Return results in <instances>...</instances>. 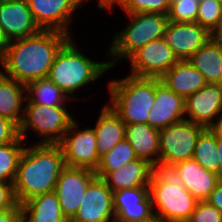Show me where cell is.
Wrapping results in <instances>:
<instances>
[{
	"instance_id": "obj_21",
	"label": "cell",
	"mask_w": 222,
	"mask_h": 222,
	"mask_svg": "<svg viewBox=\"0 0 222 222\" xmlns=\"http://www.w3.org/2000/svg\"><path fill=\"white\" fill-rule=\"evenodd\" d=\"M160 79L184 99L207 84L204 76L188 60L178 61Z\"/></svg>"
},
{
	"instance_id": "obj_14",
	"label": "cell",
	"mask_w": 222,
	"mask_h": 222,
	"mask_svg": "<svg viewBox=\"0 0 222 222\" xmlns=\"http://www.w3.org/2000/svg\"><path fill=\"white\" fill-rule=\"evenodd\" d=\"M212 34L197 22H173L168 26L161 39L167 43L179 61L188 60L202 47Z\"/></svg>"
},
{
	"instance_id": "obj_43",
	"label": "cell",
	"mask_w": 222,
	"mask_h": 222,
	"mask_svg": "<svg viewBox=\"0 0 222 222\" xmlns=\"http://www.w3.org/2000/svg\"><path fill=\"white\" fill-rule=\"evenodd\" d=\"M212 38L222 42V18L220 20L218 27L212 33Z\"/></svg>"
},
{
	"instance_id": "obj_20",
	"label": "cell",
	"mask_w": 222,
	"mask_h": 222,
	"mask_svg": "<svg viewBox=\"0 0 222 222\" xmlns=\"http://www.w3.org/2000/svg\"><path fill=\"white\" fill-rule=\"evenodd\" d=\"M95 120L93 129L97 139V151L99 157L108 153L117 143L125 138L126 124L105 103L102 105Z\"/></svg>"
},
{
	"instance_id": "obj_19",
	"label": "cell",
	"mask_w": 222,
	"mask_h": 222,
	"mask_svg": "<svg viewBox=\"0 0 222 222\" xmlns=\"http://www.w3.org/2000/svg\"><path fill=\"white\" fill-rule=\"evenodd\" d=\"M175 165L184 187L198 201L206 200L220 181L216 173L204 169L193 158Z\"/></svg>"
},
{
	"instance_id": "obj_18",
	"label": "cell",
	"mask_w": 222,
	"mask_h": 222,
	"mask_svg": "<svg viewBox=\"0 0 222 222\" xmlns=\"http://www.w3.org/2000/svg\"><path fill=\"white\" fill-rule=\"evenodd\" d=\"M0 26L10 41L34 36L41 31L34 21L27 0L0 3Z\"/></svg>"
},
{
	"instance_id": "obj_33",
	"label": "cell",
	"mask_w": 222,
	"mask_h": 222,
	"mask_svg": "<svg viewBox=\"0 0 222 222\" xmlns=\"http://www.w3.org/2000/svg\"><path fill=\"white\" fill-rule=\"evenodd\" d=\"M198 5L197 0H175L170 2V8L167 14L169 21L196 22Z\"/></svg>"
},
{
	"instance_id": "obj_6",
	"label": "cell",
	"mask_w": 222,
	"mask_h": 222,
	"mask_svg": "<svg viewBox=\"0 0 222 222\" xmlns=\"http://www.w3.org/2000/svg\"><path fill=\"white\" fill-rule=\"evenodd\" d=\"M125 16L129 21L111 37V44L106 51L111 69L120 61H126L148 42L160 39L169 23L168 15L159 13H134Z\"/></svg>"
},
{
	"instance_id": "obj_5",
	"label": "cell",
	"mask_w": 222,
	"mask_h": 222,
	"mask_svg": "<svg viewBox=\"0 0 222 222\" xmlns=\"http://www.w3.org/2000/svg\"><path fill=\"white\" fill-rule=\"evenodd\" d=\"M107 105L127 124H147L155 100L156 78L127 75L122 79L108 80Z\"/></svg>"
},
{
	"instance_id": "obj_9",
	"label": "cell",
	"mask_w": 222,
	"mask_h": 222,
	"mask_svg": "<svg viewBox=\"0 0 222 222\" xmlns=\"http://www.w3.org/2000/svg\"><path fill=\"white\" fill-rule=\"evenodd\" d=\"M78 122L76 118L73 120L58 145L62 149L66 166L85 167L95 171L100 162L95 130L90 126L82 129V124Z\"/></svg>"
},
{
	"instance_id": "obj_37",
	"label": "cell",
	"mask_w": 222,
	"mask_h": 222,
	"mask_svg": "<svg viewBox=\"0 0 222 222\" xmlns=\"http://www.w3.org/2000/svg\"><path fill=\"white\" fill-rule=\"evenodd\" d=\"M0 222H23L21 205L17 203L12 209L0 212Z\"/></svg>"
},
{
	"instance_id": "obj_36",
	"label": "cell",
	"mask_w": 222,
	"mask_h": 222,
	"mask_svg": "<svg viewBox=\"0 0 222 222\" xmlns=\"http://www.w3.org/2000/svg\"><path fill=\"white\" fill-rule=\"evenodd\" d=\"M19 137V127L8 119L0 117V145L15 141Z\"/></svg>"
},
{
	"instance_id": "obj_13",
	"label": "cell",
	"mask_w": 222,
	"mask_h": 222,
	"mask_svg": "<svg viewBox=\"0 0 222 222\" xmlns=\"http://www.w3.org/2000/svg\"><path fill=\"white\" fill-rule=\"evenodd\" d=\"M69 222H115L113 192L96 177L88 186L80 206Z\"/></svg>"
},
{
	"instance_id": "obj_12",
	"label": "cell",
	"mask_w": 222,
	"mask_h": 222,
	"mask_svg": "<svg viewBox=\"0 0 222 222\" xmlns=\"http://www.w3.org/2000/svg\"><path fill=\"white\" fill-rule=\"evenodd\" d=\"M96 177L94 170L85 167L65 166L62 169L54 192L68 221L76 214L89 184Z\"/></svg>"
},
{
	"instance_id": "obj_3",
	"label": "cell",
	"mask_w": 222,
	"mask_h": 222,
	"mask_svg": "<svg viewBox=\"0 0 222 222\" xmlns=\"http://www.w3.org/2000/svg\"><path fill=\"white\" fill-rule=\"evenodd\" d=\"M149 194L155 217L162 222L189 221L198 201L184 187L176 165L162 160L152 164Z\"/></svg>"
},
{
	"instance_id": "obj_40",
	"label": "cell",
	"mask_w": 222,
	"mask_h": 222,
	"mask_svg": "<svg viewBox=\"0 0 222 222\" xmlns=\"http://www.w3.org/2000/svg\"><path fill=\"white\" fill-rule=\"evenodd\" d=\"M9 45L10 40L6 37L4 30L0 26V61L4 58Z\"/></svg>"
},
{
	"instance_id": "obj_10",
	"label": "cell",
	"mask_w": 222,
	"mask_h": 222,
	"mask_svg": "<svg viewBox=\"0 0 222 222\" xmlns=\"http://www.w3.org/2000/svg\"><path fill=\"white\" fill-rule=\"evenodd\" d=\"M178 61L161 38L148 42L126 60L131 66L128 75L159 79Z\"/></svg>"
},
{
	"instance_id": "obj_32",
	"label": "cell",
	"mask_w": 222,
	"mask_h": 222,
	"mask_svg": "<svg viewBox=\"0 0 222 222\" xmlns=\"http://www.w3.org/2000/svg\"><path fill=\"white\" fill-rule=\"evenodd\" d=\"M222 18V1L206 0L199 3L196 22L211 34L218 27Z\"/></svg>"
},
{
	"instance_id": "obj_4",
	"label": "cell",
	"mask_w": 222,
	"mask_h": 222,
	"mask_svg": "<svg viewBox=\"0 0 222 222\" xmlns=\"http://www.w3.org/2000/svg\"><path fill=\"white\" fill-rule=\"evenodd\" d=\"M78 41L71 37L58 51L50 68L48 79L65 92L71 100H80L74 94L80 89L99 81L106 72L112 70L108 60L94 61L91 55L80 51ZM80 49V50H79ZM76 92V93H75Z\"/></svg>"
},
{
	"instance_id": "obj_31",
	"label": "cell",
	"mask_w": 222,
	"mask_h": 222,
	"mask_svg": "<svg viewBox=\"0 0 222 222\" xmlns=\"http://www.w3.org/2000/svg\"><path fill=\"white\" fill-rule=\"evenodd\" d=\"M118 9L123 14L159 13L167 15L170 8L169 0H121Z\"/></svg>"
},
{
	"instance_id": "obj_2",
	"label": "cell",
	"mask_w": 222,
	"mask_h": 222,
	"mask_svg": "<svg viewBox=\"0 0 222 222\" xmlns=\"http://www.w3.org/2000/svg\"><path fill=\"white\" fill-rule=\"evenodd\" d=\"M65 166L58 144L26 143L13 182L17 203L21 205L34 196L53 192Z\"/></svg>"
},
{
	"instance_id": "obj_29",
	"label": "cell",
	"mask_w": 222,
	"mask_h": 222,
	"mask_svg": "<svg viewBox=\"0 0 222 222\" xmlns=\"http://www.w3.org/2000/svg\"><path fill=\"white\" fill-rule=\"evenodd\" d=\"M193 159L204 169L217 173L219 165L217 138L209 128H205L200 133L195 146Z\"/></svg>"
},
{
	"instance_id": "obj_39",
	"label": "cell",
	"mask_w": 222,
	"mask_h": 222,
	"mask_svg": "<svg viewBox=\"0 0 222 222\" xmlns=\"http://www.w3.org/2000/svg\"><path fill=\"white\" fill-rule=\"evenodd\" d=\"M91 0H81V5L84 7L86 6V3L89 2ZM98 3H96V8H98L97 10H108L110 12V14L113 13V9H115L114 7L118 6L121 0H97ZM85 4V5H84Z\"/></svg>"
},
{
	"instance_id": "obj_11",
	"label": "cell",
	"mask_w": 222,
	"mask_h": 222,
	"mask_svg": "<svg viewBox=\"0 0 222 222\" xmlns=\"http://www.w3.org/2000/svg\"><path fill=\"white\" fill-rule=\"evenodd\" d=\"M27 4L41 30H55L75 36L70 27L77 9L83 8L80 0H27Z\"/></svg>"
},
{
	"instance_id": "obj_44",
	"label": "cell",
	"mask_w": 222,
	"mask_h": 222,
	"mask_svg": "<svg viewBox=\"0 0 222 222\" xmlns=\"http://www.w3.org/2000/svg\"><path fill=\"white\" fill-rule=\"evenodd\" d=\"M144 222H162L160 219L154 217L153 219L149 220V221H144Z\"/></svg>"
},
{
	"instance_id": "obj_15",
	"label": "cell",
	"mask_w": 222,
	"mask_h": 222,
	"mask_svg": "<svg viewBox=\"0 0 222 222\" xmlns=\"http://www.w3.org/2000/svg\"><path fill=\"white\" fill-rule=\"evenodd\" d=\"M115 222H144L155 217L149 186L113 192Z\"/></svg>"
},
{
	"instance_id": "obj_23",
	"label": "cell",
	"mask_w": 222,
	"mask_h": 222,
	"mask_svg": "<svg viewBox=\"0 0 222 222\" xmlns=\"http://www.w3.org/2000/svg\"><path fill=\"white\" fill-rule=\"evenodd\" d=\"M125 138L133 147L137 158L146 160L150 164L159 160L160 142L158 129L151 127L148 123L127 124Z\"/></svg>"
},
{
	"instance_id": "obj_45",
	"label": "cell",
	"mask_w": 222,
	"mask_h": 222,
	"mask_svg": "<svg viewBox=\"0 0 222 222\" xmlns=\"http://www.w3.org/2000/svg\"><path fill=\"white\" fill-rule=\"evenodd\" d=\"M198 1V3H201V2H204V1H206V0H197ZM208 1V0H207ZM212 1H222V0H212Z\"/></svg>"
},
{
	"instance_id": "obj_42",
	"label": "cell",
	"mask_w": 222,
	"mask_h": 222,
	"mask_svg": "<svg viewBox=\"0 0 222 222\" xmlns=\"http://www.w3.org/2000/svg\"><path fill=\"white\" fill-rule=\"evenodd\" d=\"M217 151H218V157H219V165L217 170V176L219 180H222V140L217 139Z\"/></svg>"
},
{
	"instance_id": "obj_16",
	"label": "cell",
	"mask_w": 222,
	"mask_h": 222,
	"mask_svg": "<svg viewBox=\"0 0 222 222\" xmlns=\"http://www.w3.org/2000/svg\"><path fill=\"white\" fill-rule=\"evenodd\" d=\"M222 114V84H206L185 99V119L209 128Z\"/></svg>"
},
{
	"instance_id": "obj_46",
	"label": "cell",
	"mask_w": 222,
	"mask_h": 222,
	"mask_svg": "<svg viewBox=\"0 0 222 222\" xmlns=\"http://www.w3.org/2000/svg\"><path fill=\"white\" fill-rule=\"evenodd\" d=\"M10 0H0V3H5V2H8Z\"/></svg>"
},
{
	"instance_id": "obj_24",
	"label": "cell",
	"mask_w": 222,
	"mask_h": 222,
	"mask_svg": "<svg viewBox=\"0 0 222 222\" xmlns=\"http://www.w3.org/2000/svg\"><path fill=\"white\" fill-rule=\"evenodd\" d=\"M21 209L23 222H69L54 191L34 196L23 202Z\"/></svg>"
},
{
	"instance_id": "obj_26",
	"label": "cell",
	"mask_w": 222,
	"mask_h": 222,
	"mask_svg": "<svg viewBox=\"0 0 222 222\" xmlns=\"http://www.w3.org/2000/svg\"><path fill=\"white\" fill-rule=\"evenodd\" d=\"M26 101L25 85L0 72V117L21 124Z\"/></svg>"
},
{
	"instance_id": "obj_28",
	"label": "cell",
	"mask_w": 222,
	"mask_h": 222,
	"mask_svg": "<svg viewBox=\"0 0 222 222\" xmlns=\"http://www.w3.org/2000/svg\"><path fill=\"white\" fill-rule=\"evenodd\" d=\"M138 159L133 147L124 138L117 143L108 153L100 157V162L95 170L96 176L104 178L109 172L123 167L125 164Z\"/></svg>"
},
{
	"instance_id": "obj_25",
	"label": "cell",
	"mask_w": 222,
	"mask_h": 222,
	"mask_svg": "<svg viewBox=\"0 0 222 222\" xmlns=\"http://www.w3.org/2000/svg\"><path fill=\"white\" fill-rule=\"evenodd\" d=\"M188 61L204 76L207 84H222V42L212 37Z\"/></svg>"
},
{
	"instance_id": "obj_38",
	"label": "cell",
	"mask_w": 222,
	"mask_h": 222,
	"mask_svg": "<svg viewBox=\"0 0 222 222\" xmlns=\"http://www.w3.org/2000/svg\"><path fill=\"white\" fill-rule=\"evenodd\" d=\"M206 201L222 212V180H220L215 189L210 193Z\"/></svg>"
},
{
	"instance_id": "obj_7",
	"label": "cell",
	"mask_w": 222,
	"mask_h": 222,
	"mask_svg": "<svg viewBox=\"0 0 222 222\" xmlns=\"http://www.w3.org/2000/svg\"><path fill=\"white\" fill-rule=\"evenodd\" d=\"M68 106H45L25 103L24 113L19 126V136L26 143L29 131L40 139L31 144H58L69 130L75 119Z\"/></svg>"
},
{
	"instance_id": "obj_34",
	"label": "cell",
	"mask_w": 222,
	"mask_h": 222,
	"mask_svg": "<svg viewBox=\"0 0 222 222\" xmlns=\"http://www.w3.org/2000/svg\"><path fill=\"white\" fill-rule=\"evenodd\" d=\"M189 222H222V212L206 200L197 201Z\"/></svg>"
},
{
	"instance_id": "obj_35",
	"label": "cell",
	"mask_w": 222,
	"mask_h": 222,
	"mask_svg": "<svg viewBox=\"0 0 222 222\" xmlns=\"http://www.w3.org/2000/svg\"><path fill=\"white\" fill-rule=\"evenodd\" d=\"M16 204L13 183L0 181V212L12 209Z\"/></svg>"
},
{
	"instance_id": "obj_17",
	"label": "cell",
	"mask_w": 222,
	"mask_h": 222,
	"mask_svg": "<svg viewBox=\"0 0 222 222\" xmlns=\"http://www.w3.org/2000/svg\"><path fill=\"white\" fill-rule=\"evenodd\" d=\"M185 120V99L156 78L155 100L147 123L158 130Z\"/></svg>"
},
{
	"instance_id": "obj_8",
	"label": "cell",
	"mask_w": 222,
	"mask_h": 222,
	"mask_svg": "<svg viewBox=\"0 0 222 222\" xmlns=\"http://www.w3.org/2000/svg\"><path fill=\"white\" fill-rule=\"evenodd\" d=\"M204 129L185 119L159 130V160L177 164L192 159L197 139Z\"/></svg>"
},
{
	"instance_id": "obj_30",
	"label": "cell",
	"mask_w": 222,
	"mask_h": 222,
	"mask_svg": "<svg viewBox=\"0 0 222 222\" xmlns=\"http://www.w3.org/2000/svg\"><path fill=\"white\" fill-rule=\"evenodd\" d=\"M19 136L15 141L0 145V181L13 183L20 157L26 144Z\"/></svg>"
},
{
	"instance_id": "obj_22",
	"label": "cell",
	"mask_w": 222,
	"mask_h": 222,
	"mask_svg": "<svg viewBox=\"0 0 222 222\" xmlns=\"http://www.w3.org/2000/svg\"><path fill=\"white\" fill-rule=\"evenodd\" d=\"M152 174V164L143 159H136L123 167L109 172L103 180L115 192L127 188L149 186Z\"/></svg>"
},
{
	"instance_id": "obj_1",
	"label": "cell",
	"mask_w": 222,
	"mask_h": 222,
	"mask_svg": "<svg viewBox=\"0 0 222 222\" xmlns=\"http://www.w3.org/2000/svg\"><path fill=\"white\" fill-rule=\"evenodd\" d=\"M71 36L55 30H41L38 34L10 41L0 72L18 83L47 78L60 48Z\"/></svg>"
},
{
	"instance_id": "obj_41",
	"label": "cell",
	"mask_w": 222,
	"mask_h": 222,
	"mask_svg": "<svg viewBox=\"0 0 222 222\" xmlns=\"http://www.w3.org/2000/svg\"><path fill=\"white\" fill-rule=\"evenodd\" d=\"M209 129L214 133L217 139L222 140V114L209 127Z\"/></svg>"
},
{
	"instance_id": "obj_27",
	"label": "cell",
	"mask_w": 222,
	"mask_h": 222,
	"mask_svg": "<svg viewBox=\"0 0 222 222\" xmlns=\"http://www.w3.org/2000/svg\"><path fill=\"white\" fill-rule=\"evenodd\" d=\"M25 103H35L45 106H67L72 101L70 97L58 88L48 78H41L25 85Z\"/></svg>"
}]
</instances>
